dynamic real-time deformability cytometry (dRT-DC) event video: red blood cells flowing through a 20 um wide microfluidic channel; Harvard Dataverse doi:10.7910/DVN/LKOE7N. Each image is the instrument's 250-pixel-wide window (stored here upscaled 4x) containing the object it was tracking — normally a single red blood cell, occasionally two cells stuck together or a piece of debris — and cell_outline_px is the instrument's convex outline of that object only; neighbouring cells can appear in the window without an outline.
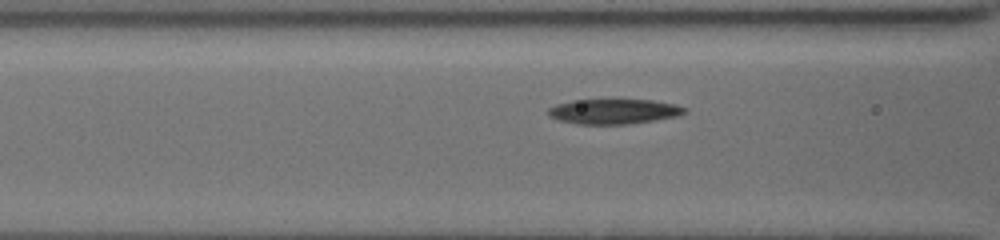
{"species": "common noctule bat (a hibernating species)", "species_latin": "Nyctalus noctula", "temperature_condition": "cold", "stored_images_in_passage": 9, "camera_frame_rate_fps": 3000, "um_per_image_px": 0.085, "animal": {"sex": "female", "body_mass_g": 19.5, "forearm_length_mm": 54.1}, "frame": {"image": 1, "passage_image": 6, "time_ms": 2.0, "image_size_px": [1000, 240], "cell_outline_px": [[688, 108], [684, 112], [672, 116], [652, 120], [624, 124], [580, 124], [560, 120], [552, 116], [548, 112], [548, 108], [556, 104], [572, 100], [652, 100], [676, 104]], "centroid_in_image_um": [52.15, 9.46], "position_along_channel_um": 114.5, "area_um2": 19.36}}